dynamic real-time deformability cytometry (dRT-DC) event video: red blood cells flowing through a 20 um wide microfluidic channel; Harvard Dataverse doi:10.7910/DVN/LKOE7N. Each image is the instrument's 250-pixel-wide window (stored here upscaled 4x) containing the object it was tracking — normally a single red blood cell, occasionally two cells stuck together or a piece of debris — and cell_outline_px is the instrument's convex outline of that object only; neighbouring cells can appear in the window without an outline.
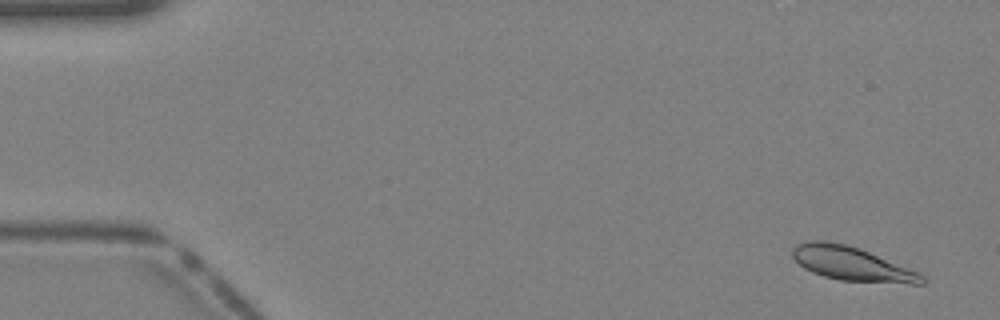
{"species": "Egyptian fruit bat (a non-hibernating species)", "species_latin": "Rousettus aegyptiacus", "temperature_condition": "warm", "stored_images_in_passage": 40, "camera_frame_rate_fps": 3000, "um_per_image_px": 0.085, "animal": {"sex": "female"}, "frame": {"image": 1, "passage_image": 2, "time_ms": 0.333, "image_size_px": [1000, 320], "cell_outline_px": [[928, 280], [924, 284], [912, 284], [840, 280], [824, 276], [812, 272], [804, 268], [792, 256], [792, 248], [796, 244], [804, 240], [828, 240], [848, 244], [860, 248], [916, 272], [924, 276]], "centroid_in_image_um": [72.35, 22.4], "position_along_channel_um": 12.6, "area_um2": 25.61}}
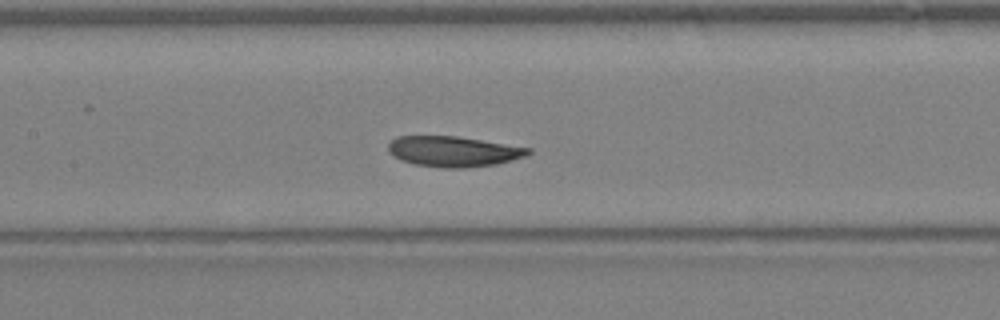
{"frame": {"image": 2, "passage_image": 19, "time_ms": 6.0, "image_size_px": [1000, 320], "cell_outline_px": [[532, 152], [528, 156], [496, 164], [464, 168], [444, 168], [412, 164], [400, 160], [388, 152], [388, 144], [396, 136], [456, 136], [532, 148]], "centroid_in_image_um": [38.54, 12.88], "position_along_channel_um": 168.9, "area_um2": 25.03}}
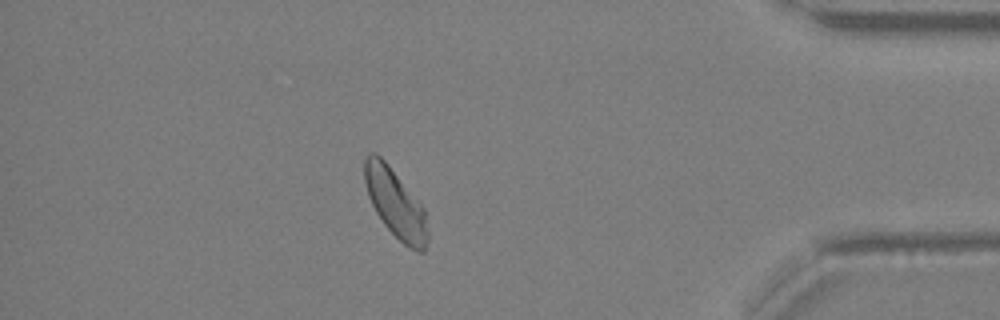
{"frame": {"image": 3, "passage_image": 35, "time_ms": 11.333, "image_size_px": [1000, 320], "cell_outline_px": [[428, 240], [424, 252], [416, 252], [408, 248], [384, 224], [376, 212], [368, 196], [364, 180], [364, 156], [368, 152], [376, 152], [388, 164], [424, 208], [428, 232]], "centroid_in_image_um": [33.6, 17.28], "position_along_channel_um": 401.6, "area_um2": 25.2}}